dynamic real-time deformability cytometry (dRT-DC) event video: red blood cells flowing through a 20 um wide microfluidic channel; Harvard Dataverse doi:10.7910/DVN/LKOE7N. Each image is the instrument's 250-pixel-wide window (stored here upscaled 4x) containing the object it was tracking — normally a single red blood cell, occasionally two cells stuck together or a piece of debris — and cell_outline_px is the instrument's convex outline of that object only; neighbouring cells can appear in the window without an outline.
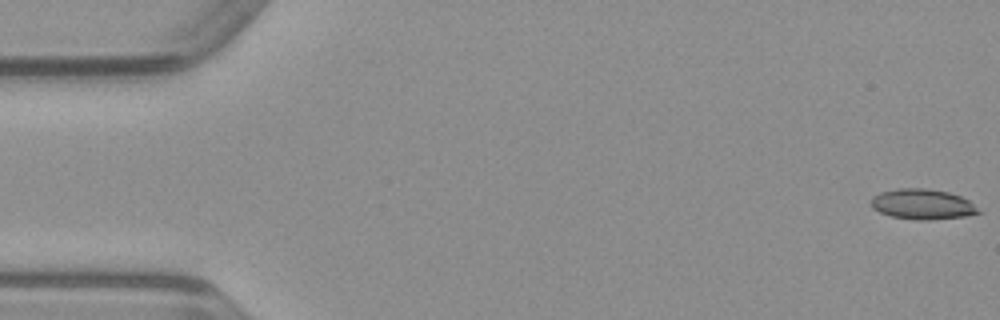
{"species": "common noctule bat (a hibernating species)", "species_latin": "Nyctalus noctula", "temperature_condition": "warm", "stored_images_in_passage": 50, "camera_frame_rate_fps": 3000, "um_per_image_px": 0.085, "animal": {"sex": "male", "body_mass_g": 23.1, "forearm_length_mm": 52.7}, "frame": {"image": 1, "passage_image": 1, "time_ms": 0.0, "image_size_px": [1000, 320], "cell_outline_px": [[984, 212], [964, 216], [928, 220], [916, 220], [892, 216], [880, 212], [872, 208], [872, 196], [880, 192], [896, 188], [924, 188], [948, 192], [960, 196], [968, 200]], "centroid_in_image_um": [78.41, 17.35], "position_along_channel_um": 6.6, "area_um2": 18.96}}
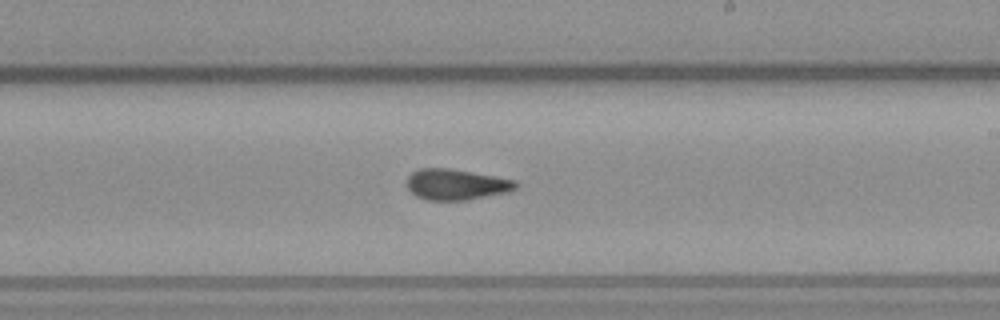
{"frame": {"image": 2, "passage_image": 29, "time_ms": 9.333, "image_size_px": [1000, 320], "cell_outline_px": [[520, 184], [516, 188], [508, 192], [468, 200], [424, 200], [416, 196], [408, 188], [408, 176], [412, 172], [420, 168], [448, 168], [472, 172], [516, 180]], "centroid_in_image_um": [38.8, 15.68], "position_along_channel_um": 250.2, "area_um2": 19.59}}
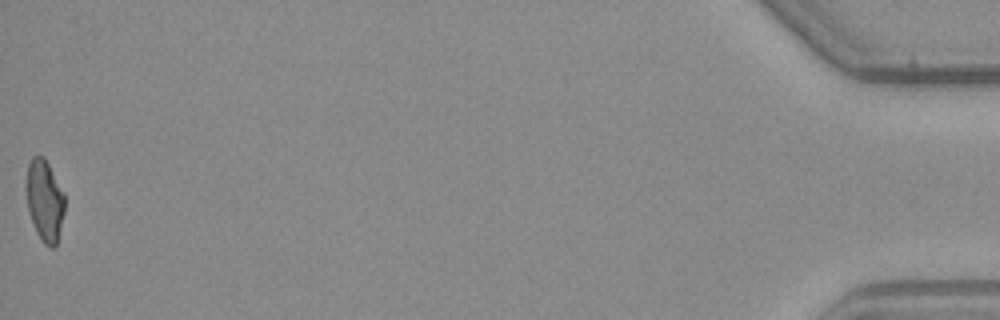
{"frame": {"image": 3, "passage_image": 50, "time_ms": 16.333, "image_size_px": [1000, 320], "cell_outline_px": [[64, 212], [56, 244], [52, 248], [44, 244], [36, 232], [32, 224], [28, 208], [24, 188], [28, 164], [32, 156], [44, 156], [64, 192]], "centroid_in_image_um": [3.76, 17.01], "position_along_channel_um": 431.4, "area_um2": 18.44}}